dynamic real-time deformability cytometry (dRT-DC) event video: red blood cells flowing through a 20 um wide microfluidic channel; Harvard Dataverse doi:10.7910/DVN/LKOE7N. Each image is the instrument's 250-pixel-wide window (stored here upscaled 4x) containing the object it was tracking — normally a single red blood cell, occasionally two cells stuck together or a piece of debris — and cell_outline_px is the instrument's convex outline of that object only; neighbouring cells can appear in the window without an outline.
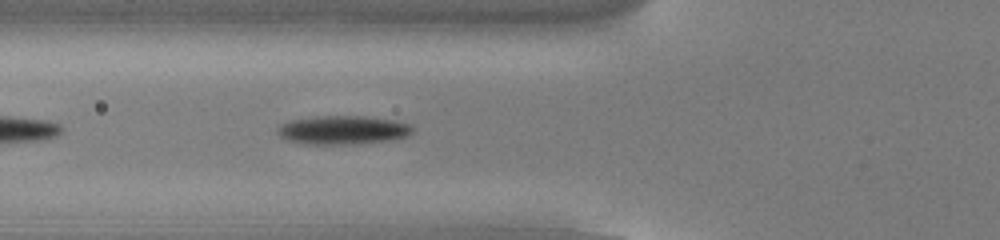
{"species": "common noctule bat (a hibernating species)", "species_latin": "Nyctalus noctula", "temperature_condition": "cold", "stored_images_in_passage": 39, "camera_frame_rate_fps": 3000, "um_per_image_px": 0.085, "animal": {"sex": "male", "body_mass_g": 13.0, "forearm_length_mm": 53.1}, "frame": {"image": 1, "passage_image": 6, "time_ms": 1.667, "image_size_px": [1000, 240], "cell_outline_px": [[412, 132], [408, 136], [392, 140], [356, 144], [308, 144], [288, 140], [280, 136], [276, 132], [276, 128], [280, 124], [288, 120], [316, 116], [364, 116], [392, 120], [412, 124]], "centroid_in_image_um": [29.12, 11.05], "position_along_channel_um": 96.7, "area_um2": 22.77}}
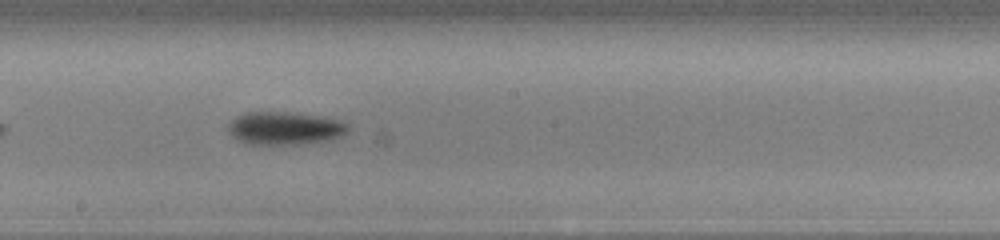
{"frame": {"image": 2, "passage_image": 16, "time_ms": 5.0, "image_size_px": [1000, 240], "cell_outline_px": [[348, 132], [332, 140], [300, 144], [248, 144], [232, 136], [228, 132], [228, 124], [232, 120], [244, 112], [292, 112], [320, 116], [340, 120], [348, 124]], "centroid_in_image_um": [24.23, 10.9], "position_along_channel_um": 224.0, "area_um2": 23.12}}
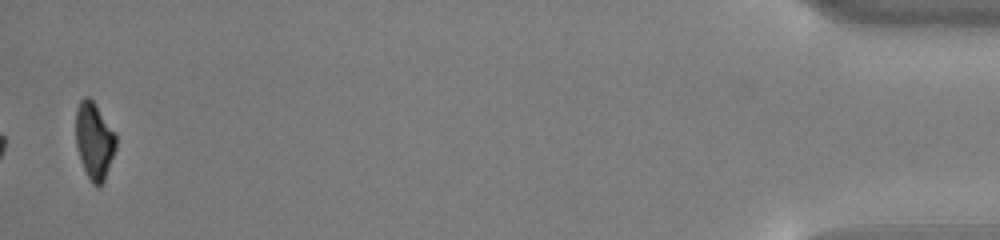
{"frame": {"image": 3, "passage_image": 39, "time_ms": 12.667, "image_size_px": [1000, 240], "cell_outline_px": [[116, 148], [104, 180], [100, 184], [92, 184], [80, 160], [76, 148], [76, 108], [80, 100], [84, 96], [88, 96], [96, 104], [116, 132]], "centroid_in_image_um": [8.01, 11.91], "position_along_channel_um": 427.2, "area_um2": 18.03}, "authors_computed_cell_mechanics": {"area_um2": 21.7906, "velocity_mm_per_s": 3.8177, "shape_relaxation_time_tau1_ms": 3.1224, "shape_relaxation_time_tau2_ms": null, "deformation_change_tau1": 0.1158, "deformation_change_tau2": null}}